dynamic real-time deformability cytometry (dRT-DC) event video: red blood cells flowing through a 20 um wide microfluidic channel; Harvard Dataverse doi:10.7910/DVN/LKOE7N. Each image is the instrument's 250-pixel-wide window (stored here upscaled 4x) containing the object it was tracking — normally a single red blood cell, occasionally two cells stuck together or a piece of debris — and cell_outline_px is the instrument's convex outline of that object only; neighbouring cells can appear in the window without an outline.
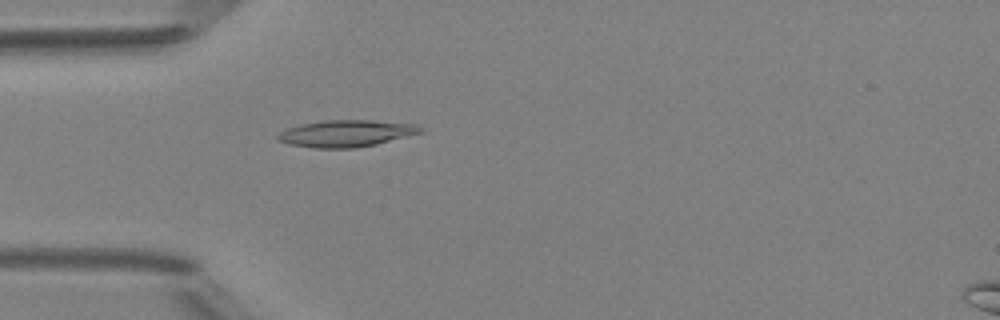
{"species": "Egyptian fruit bat (a non-hibernating species)", "species_latin": "Rousettus aegyptiacus", "temperature_condition": "room temperature", "stored_images_in_passage": 37, "camera_frame_rate_fps": 3000, "um_per_image_px": 0.085, "animal": {"sex": "female"}, "frame": {"image": 1, "passage_image": 3, "time_ms": 0.667, "image_size_px": [1000, 320], "cell_outline_px": [[424, 132], [376, 144], [356, 148], [316, 148], [292, 144], [276, 140], [276, 136], [280, 132], [288, 128], [300, 124], [324, 120], [372, 120], [416, 124], [424, 128]], "centroid_in_image_um": [29.45, 11.33], "position_along_channel_um": 55.5, "area_um2": 22.31}}
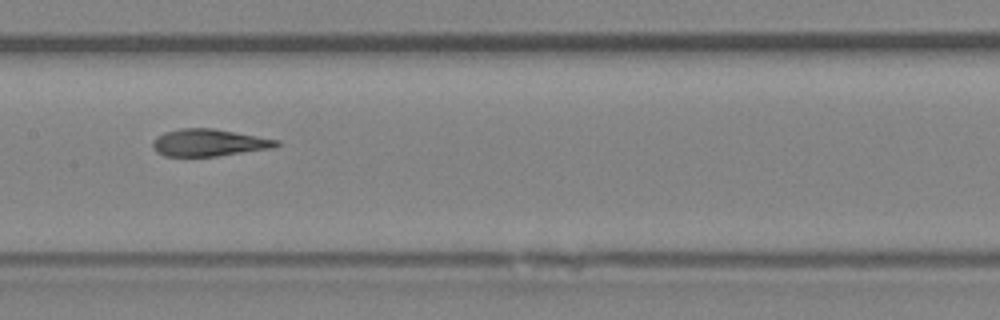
{"frame": {"image": 2, "passage_image": 13, "time_ms": 4.0, "image_size_px": [1000, 320], "cell_outline_px": [[280, 144], [272, 148], [216, 156], [164, 156], [156, 152], [152, 144], [152, 140], [164, 132], [180, 128], [212, 128], [280, 140]], "centroid_in_image_um": [17.73, 12.12], "position_along_channel_um": 189.7, "area_um2": 19.48}}
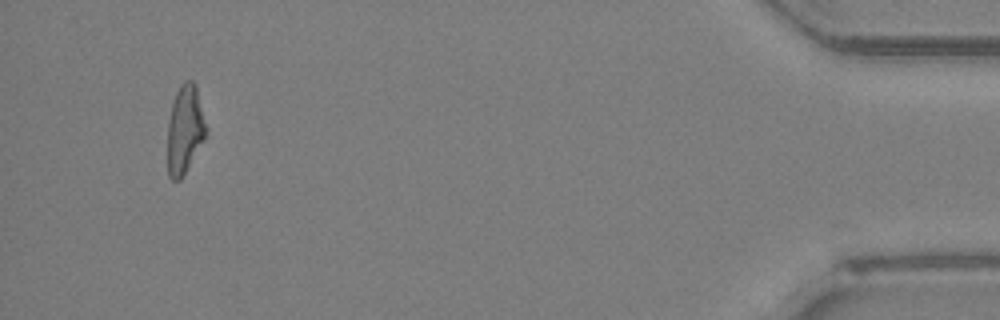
{"frame": {"image": 3, "passage_image": 35, "time_ms": 11.333, "image_size_px": [1000, 320], "cell_outline_px": [[208, 136], [180, 180], [172, 180], [168, 176], [168, 120], [172, 104], [176, 92], [180, 84], [184, 80], [192, 80], [196, 84], [208, 128]], "centroid_in_image_um": [15.75, 10.99], "position_along_channel_um": 419.5, "area_um2": 20.35}, "authors_computed_cell_mechanics": {"area_um2": 20.2878, "velocity_mm_per_s": 4.1921, "shape_relaxation_time_tau1_ms": 7.0733, "shape_relaxation_time_tau2_ms": 1.6725, "deformation_change_tau1": 0.2368, "deformation_change_tau2": 0.0971}}